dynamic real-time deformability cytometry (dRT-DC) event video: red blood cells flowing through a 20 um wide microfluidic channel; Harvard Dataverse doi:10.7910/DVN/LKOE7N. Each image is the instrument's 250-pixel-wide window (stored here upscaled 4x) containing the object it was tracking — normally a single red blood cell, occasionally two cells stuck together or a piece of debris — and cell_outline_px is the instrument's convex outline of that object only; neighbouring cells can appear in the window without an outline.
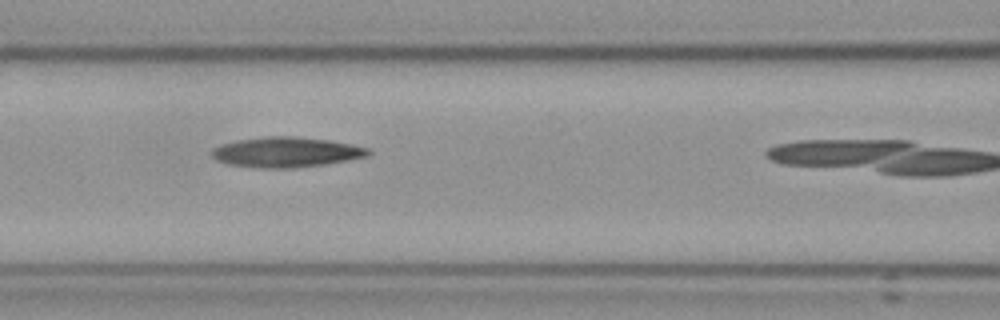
{"species": "Egyptian fruit bat (a non-hibernating species)", "species_latin": "Rousettus aegyptiacus", "temperature_condition": "cold", "stored_images_in_passage": 6, "camera_frame_rate_fps": 3000, "um_per_image_px": 0.085, "frame": {"image": 1, "passage_image": 5, "time_ms": 4.667, "image_size_px": [1000, 320], "cell_outline_px": [[372, 152], [368, 156], [324, 164], [296, 168], [252, 168], [228, 164], [216, 160], [212, 156], [212, 148], [220, 144], [240, 140], [264, 136], [296, 136], [328, 140], [352, 144], [368, 148]], "centroid_in_image_um": [24.3, 12.93], "position_along_channel_um": 142.3, "area_um2": 27.63}}